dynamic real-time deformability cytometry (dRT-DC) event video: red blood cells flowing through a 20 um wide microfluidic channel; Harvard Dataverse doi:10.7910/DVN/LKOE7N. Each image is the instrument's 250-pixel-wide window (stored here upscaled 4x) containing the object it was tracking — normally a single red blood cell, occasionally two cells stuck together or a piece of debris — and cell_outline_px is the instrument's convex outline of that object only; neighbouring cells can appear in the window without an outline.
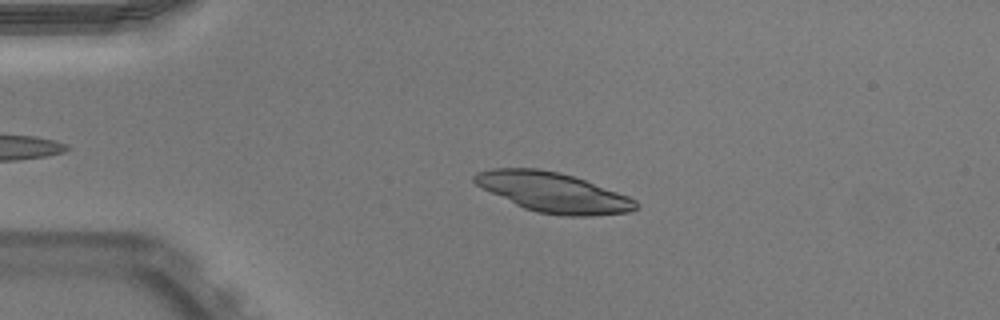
{"species": "Egyptian fruit bat (a non-hibernating species)", "species_latin": "Rousettus aegyptiacus", "temperature_condition": "warm", "stored_images_in_passage": 45, "camera_frame_rate_fps": 3000, "um_per_image_px": 0.085, "animal": {"sex": "male"}, "frame": {"image": 1, "passage_image": 11, "time_ms": 3.333, "image_size_px": [1000, 320], "cell_outline_px": [[640, 208], [628, 212], [592, 216], [560, 216], [536, 212], [524, 208], [476, 184], [472, 180], [472, 176], [476, 172], [492, 168], [540, 168], [560, 172], [584, 180], [628, 196], [636, 200], [640, 204]], "centroid_in_image_um": [47.05, 16.35], "position_along_channel_um": 38.0, "area_um2": 37.28}}